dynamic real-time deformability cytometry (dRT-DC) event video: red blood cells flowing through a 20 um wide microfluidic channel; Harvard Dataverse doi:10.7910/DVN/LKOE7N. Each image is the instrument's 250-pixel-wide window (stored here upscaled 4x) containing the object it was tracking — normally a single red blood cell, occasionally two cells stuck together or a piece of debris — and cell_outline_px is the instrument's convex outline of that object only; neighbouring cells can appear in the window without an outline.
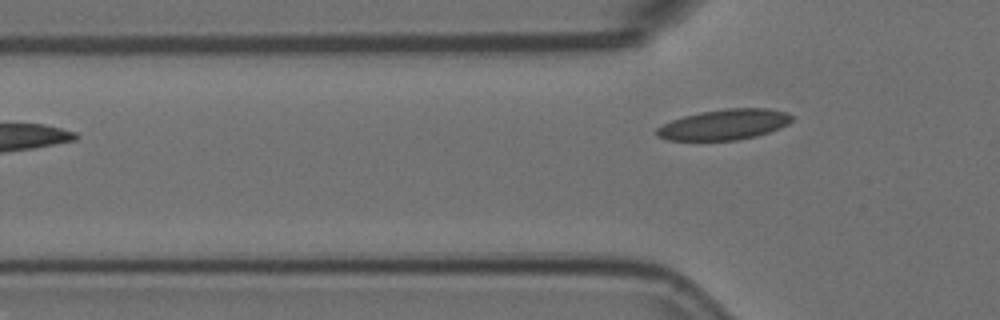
{"species": "Egyptian fruit bat (a non-hibernating species)", "species_latin": "Rousettus aegyptiacus", "temperature_condition": "room temperature", "stored_images_in_passage": 2, "camera_frame_rate_fps": 3000, "um_per_image_px": 0.085, "animal": {"sex": "female"}, "frame": {"image": 1, "passage_image": 2, "time_ms": 0.333, "image_size_px": [1000, 320], "cell_outline_px": [[792, 120], [788, 124], [780, 128], [756, 136], [736, 140], [668, 140], [656, 136], [656, 128], [672, 120], [684, 116], [700, 112], [728, 108], [768, 108], [788, 112], [792, 116]], "centroid_in_image_um": [61.58, 10.58], "position_along_channel_um": 64.2, "area_um2": 23.99}}